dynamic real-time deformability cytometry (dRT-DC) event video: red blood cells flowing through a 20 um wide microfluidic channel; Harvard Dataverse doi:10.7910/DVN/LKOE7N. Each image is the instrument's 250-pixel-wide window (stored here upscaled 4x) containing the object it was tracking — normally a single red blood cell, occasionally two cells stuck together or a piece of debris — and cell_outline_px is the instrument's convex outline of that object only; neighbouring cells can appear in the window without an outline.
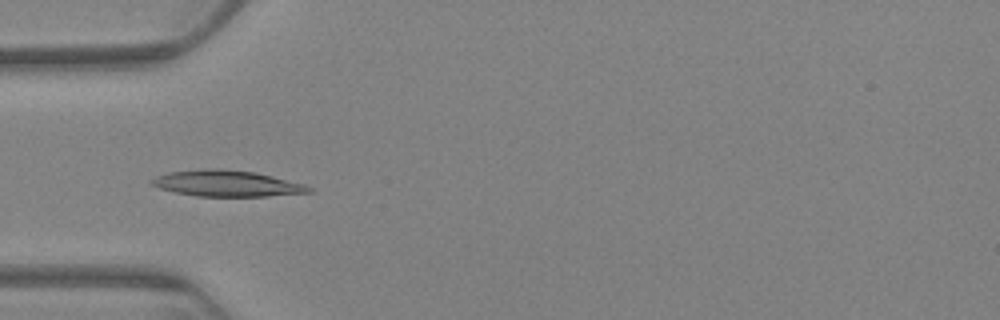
{"species": "Egyptian fruit bat (a non-hibernating species)", "species_latin": "Rousettus aegyptiacus", "temperature_condition": "warm", "stored_images_in_passage": 50, "camera_frame_rate_fps": 3000, "um_per_image_px": 0.085, "animal": {"sex": "female"}, "frame": {"image": 1, "passage_image": 12, "time_ms": 3.667, "image_size_px": [1000, 320], "cell_outline_px": [[312, 192], [264, 196], [196, 196], [176, 192], [160, 188], [148, 184], [148, 180], [156, 176], [168, 172], [200, 168], [220, 168], [252, 172], [272, 176], [304, 184], [312, 188]], "centroid_in_image_um": [19.2, 15.58], "position_along_channel_um": 65.8, "area_um2": 23.93}}
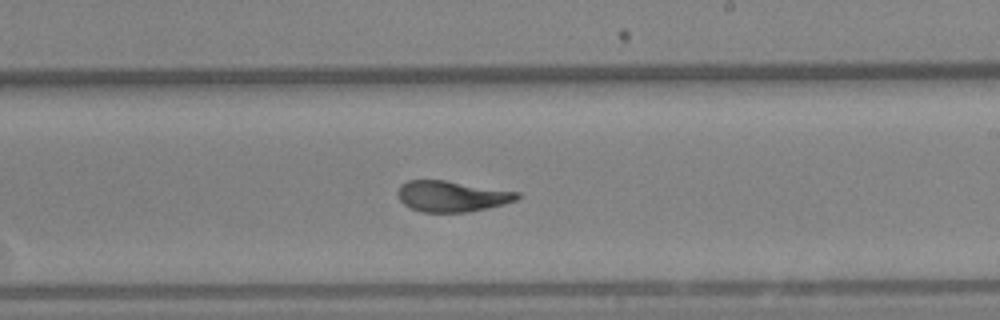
{"frame": {"image": 2, "passage_image": 29, "time_ms": 9.333, "image_size_px": [1000, 320], "cell_outline_px": [[520, 196], [516, 200], [504, 204], [468, 212], [420, 212], [408, 208], [396, 196], [396, 192], [400, 184], [408, 180], [444, 180], [520, 192]], "centroid_in_image_um": [38.35, 16.68], "position_along_channel_um": 250.7, "area_um2": 21.68}}
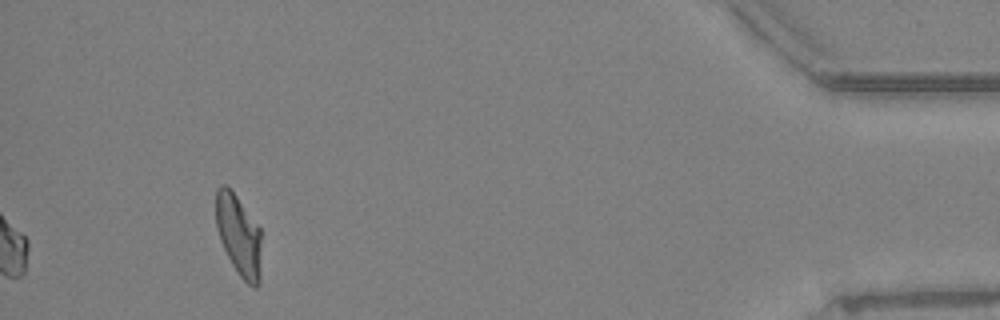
{"frame": {"image": 3, "passage_image": 50, "time_ms": 16.333, "image_size_px": [1000, 320], "cell_outline_px": [[260, 284], [256, 288], [252, 288], [240, 276], [232, 264], [220, 240], [216, 228], [216, 188], [220, 184], [224, 184], [236, 196], [260, 228]], "centroid_in_image_um": [20.28, 20.02], "position_along_channel_um": 414.9, "area_um2": 21.33}, "authors_computed_cell_mechanics": {"area_um2": 22.1085, "velocity_mm_per_s": 3.2837, "shape_relaxation_time_tau1_ms": 10.6781, "shape_relaxation_time_tau2_ms": 1.5366, "deformation_change_tau1": 0.2724, "deformation_change_tau2": 0.0885}}